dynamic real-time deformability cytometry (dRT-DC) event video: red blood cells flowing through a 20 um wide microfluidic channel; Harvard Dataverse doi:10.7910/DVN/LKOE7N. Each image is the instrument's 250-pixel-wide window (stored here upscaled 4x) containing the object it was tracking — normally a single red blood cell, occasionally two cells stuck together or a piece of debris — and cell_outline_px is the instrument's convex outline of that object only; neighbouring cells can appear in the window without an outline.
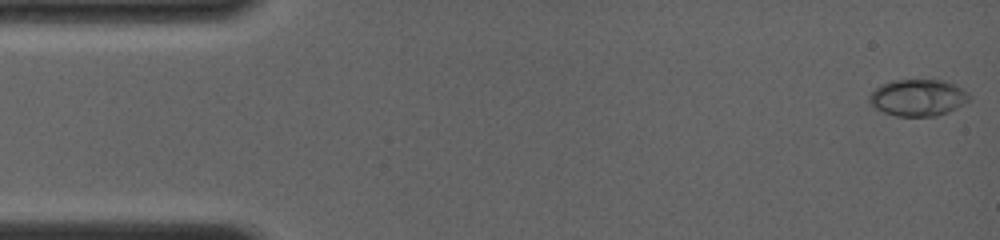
{"species": "common noctule bat (a hibernating species)", "species_latin": "Nyctalus noctula", "temperature_condition": "room temperature", "stored_images_in_passage": 71, "camera_frame_rate_fps": 4000, "um_per_image_px": 0.085, "animal": {"sex": "female", "body_mass_g": 19.0, "forearm_length_mm": 56.7}, "frame": {"image": 1, "passage_image": 1, "time_ms": 0.0, "image_size_px": [1000, 240], "cell_outline_px": [[968, 100], [948, 112], [936, 116], [896, 116], [884, 112], [876, 108], [872, 104], [868, 96], [880, 84], [892, 80], [940, 80], [952, 84], [960, 88], [968, 96]], "centroid_in_image_um": [77.96, 8.3], "position_along_channel_um": 7.0, "area_um2": 20.87}}
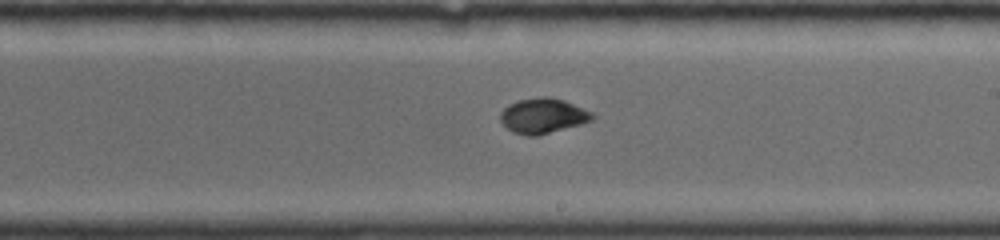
{"frame": {"image": 2, "passage_image": 36, "time_ms": 8.75, "image_size_px": [1000, 240], "cell_outline_px": [[596, 116], [592, 120], [580, 124], [536, 136], [528, 136], [512, 132], [500, 120], [500, 112], [508, 104], [520, 100], [544, 96], [548, 96], [564, 100], [592, 112]], "centroid_in_image_um": [46.14, 9.84], "position_along_channel_um": 242.9, "area_um2": 18.67}}
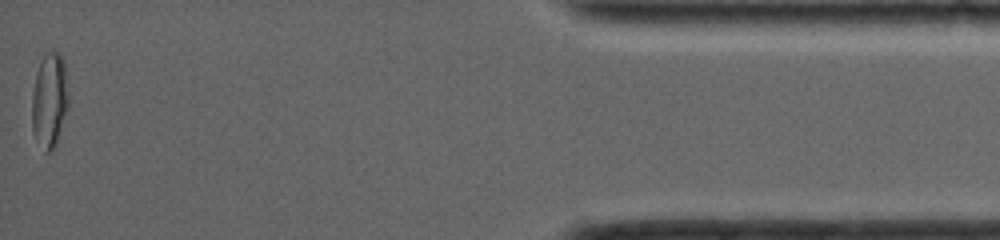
{"frame": {"image": 3, "passage_image": 71, "time_ms": 15.0, "image_size_px": [1000, 240], "cell_outline_px": [[68, 108], [56, 144], [52, 152], [44, 152], [32, 132], [32, 92], [36, 72], [44, 56], [52, 48], [60, 52], [64, 60], [68, 96]], "centroid_in_image_um": [4.21, 8.52], "position_along_channel_um": 431.0, "area_um2": 20.46}, "authors_computed_cell_mechanics": {"area_um2": 18.6694, "velocity_mm_per_s": 4.1227, "shape_relaxation_time_tau1_ms": 8.3876, "shape_relaxation_time_tau2_ms": null, "deformation_change_tau1": 0.2475, "deformation_change_tau2": null}}